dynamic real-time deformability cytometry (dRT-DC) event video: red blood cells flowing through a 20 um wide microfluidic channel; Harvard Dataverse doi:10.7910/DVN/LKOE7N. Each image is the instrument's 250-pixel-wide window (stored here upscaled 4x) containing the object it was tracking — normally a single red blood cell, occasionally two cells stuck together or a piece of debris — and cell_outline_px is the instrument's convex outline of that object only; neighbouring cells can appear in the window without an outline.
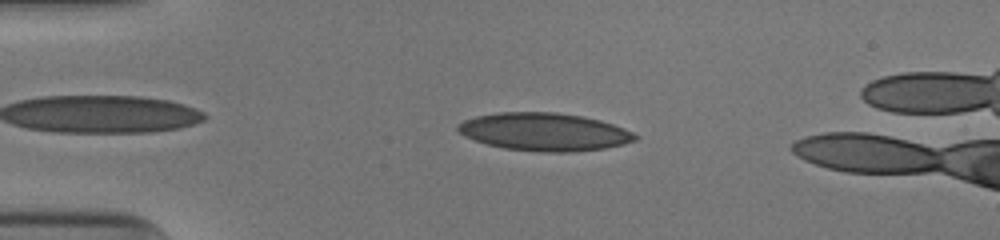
{"species": "human", "species_latin": "Homo sapiens", "temperature_condition": "cold", "stored_images_in_passage": 43, "camera_frame_rate_fps": 3000, "um_per_image_px": 0.085, "donor": {"sex": "male"}, "frame": {"image": 1, "passage_image": 5, "time_ms": 1.333, "image_size_px": [1000, 240], "cell_outline_px": [[640, 136], [636, 140], [624, 144], [608, 148], [572, 152], [540, 152], [504, 148], [488, 144], [464, 136], [456, 132], [456, 124], [464, 120], [476, 116], [500, 112], [552, 112], [580, 116], [600, 120], [624, 128]], "centroid_in_image_um": [46.26, 11.21], "position_along_channel_um": 38.7, "area_um2": 39.25}}
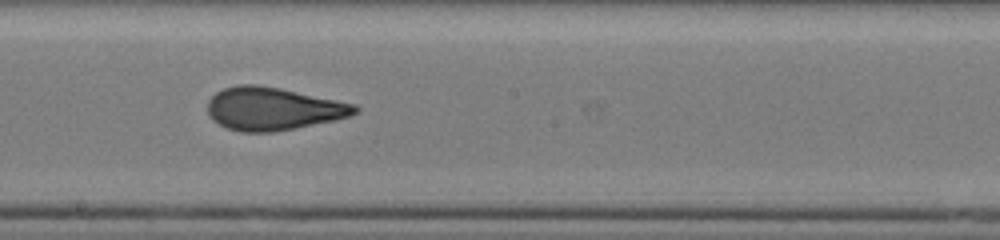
{"frame": {"image": 2, "passage_image": 22, "time_ms": 7.0, "image_size_px": [1000, 240], "cell_outline_px": [[360, 112], [336, 120], [296, 128], [272, 132], [240, 132], [228, 128], [212, 120], [208, 112], [208, 100], [216, 92], [224, 88], [240, 84], [256, 84], [280, 88], [356, 104], [360, 108]], "centroid_in_image_um": [23.22, 9.24], "position_along_channel_um": 225.0, "area_um2": 36.88}}
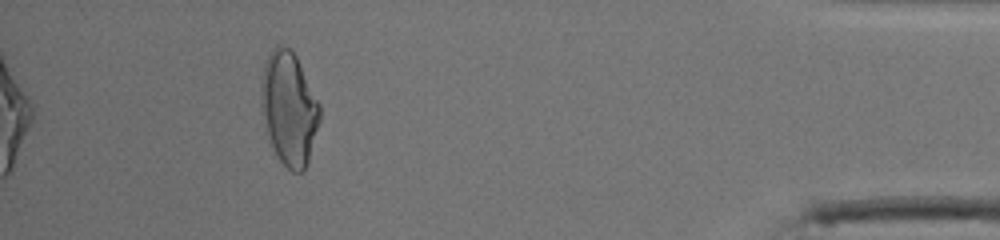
{"frame": {"image": 3, "passage_image": 40, "time_ms": 13.0, "image_size_px": [1000, 240], "cell_outline_px": [[320, 120], [308, 160], [304, 172], [292, 172], [276, 156], [260, 108], [260, 84], [264, 68], [268, 56], [272, 48], [276, 44], [284, 44], [296, 56], [320, 104]], "centroid_in_image_um": [24.56, 9.2], "position_along_channel_um": 410.6, "area_um2": 38.49}}